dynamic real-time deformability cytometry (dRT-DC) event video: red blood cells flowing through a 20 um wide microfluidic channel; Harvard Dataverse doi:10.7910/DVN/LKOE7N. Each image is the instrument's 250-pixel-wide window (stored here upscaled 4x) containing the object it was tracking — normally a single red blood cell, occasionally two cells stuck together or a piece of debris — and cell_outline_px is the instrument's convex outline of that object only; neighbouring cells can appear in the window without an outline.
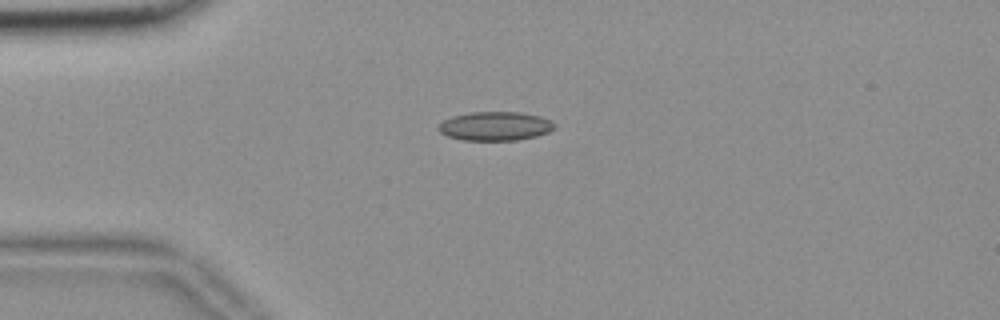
{"species": "common noctule bat (a hibernating species)", "species_latin": "Nyctalus noctula", "temperature_condition": "room temperature", "stored_images_in_passage": 43, "camera_frame_rate_fps": 3000, "um_per_image_px": 0.085, "animal": {"sex": "female", "body_mass_g": 18.4}, "frame": {"image": 1, "passage_image": 2, "time_ms": 0.333, "image_size_px": [1000, 320], "cell_outline_px": [[556, 128], [548, 132], [536, 136], [516, 140], [464, 140], [448, 136], [440, 132], [436, 128], [444, 120], [452, 116], [472, 112], [520, 112], [540, 116], [552, 120], [556, 124]], "centroid_in_image_um": [42.12, 10.71], "position_along_channel_um": 42.9, "area_um2": 19.59}}
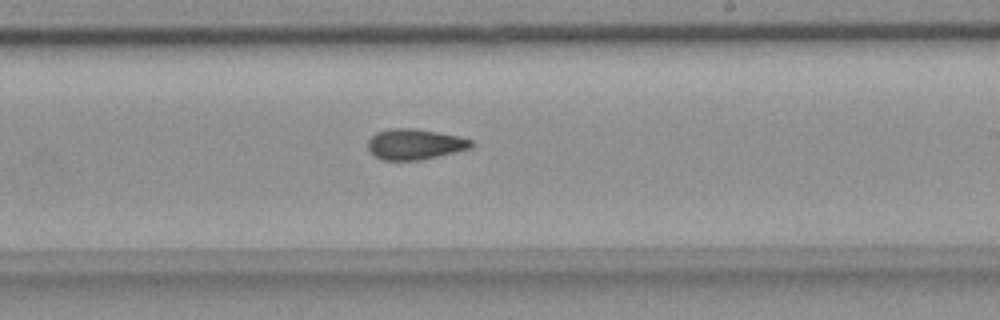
{"frame": {"image": 2, "passage_image": 21, "time_ms": 6.667, "image_size_px": [1000, 320], "cell_outline_px": [[476, 144], [472, 148], [420, 160], [384, 160], [376, 156], [368, 148], [368, 140], [376, 132], [388, 128], [416, 128], [460, 136], [472, 140]], "centroid_in_image_um": [35.3, 12.24], "position_along_channel_um": 253.7, "area_um2": 18.55}}
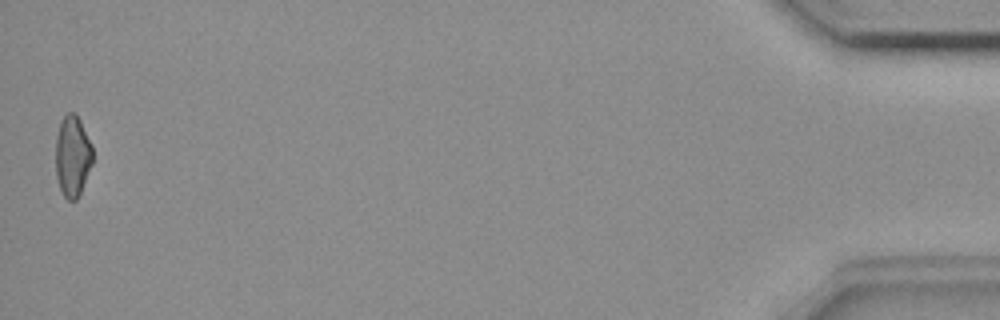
{"frame": {"image": 3, "passage_image": 43, "time_ms": 14.0, "image_size_px": [1000, 320], "cell_outline_px": [[92, 164], [80, 192], [76, 200], [68, 200], [64, 196], [60, 188], [56, 176], [56, 136], [60, 120], [68, 112], [76, 112], [92, 144]], "centroid_in_image_um": [6.16, 13.23], "position_along_channel_um": 429.0, "area_um2": 17.51}, "authors_computed_cell_mechanics": {"area_um2": 18.1492, "velocity_mm_per_s": 3.688, "shape_relaxation_time_tau1_ms": null, "shape_relaxation_time_tau2_ms": 9.4761, "deformation_change_tau1": null, "deformation_change_tau2": 0.1491}}